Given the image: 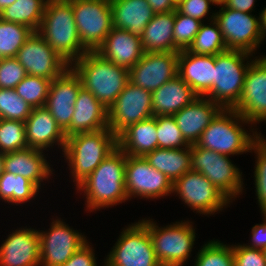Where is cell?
<instances>
[{
  "instance_id": "17",
  "label": "cell",
  "mask_w": 266,
  "mask_h": 266,
  "mask_svg": "<svg viewBox=\"0 0 266 266\" xmlns=\"http://www.w3.org/2000/svg\"><path fill=\"white\" fill-rule=\"evenodd\" d=\"M179 52H145L129 69V82L153 92L178 75Z\"/></svg>"
},
{
  "instance_id": "31",
  "label": "cell",
  "mask_w": 266,
  "mask_h": 266,
  "mask_svg": "<svg viewBox=\"0 0 266 266\" xmlns=\"http://www.w3.org/2000/svg\"><path fill=\"white\" fill-rule=\"evenodd\" d=\"M144 158L152 167L165 174L172 183L192 170L191 145L176 149L156 148Z\"/></svg>"
},
{
  "instance_id": "25",
  "label": "cell",
  "mask_w": 266,
  "mask_h": 266,
  "mask_svg": "<svg viewBox=\"0 0 266 266\" xmlns=\"http://www.w3.org/2000/svg\"><path fill=\"white\" fill-rule=\"evenodd\" d=\"M104 128H108V109L90 91L82 87L74 104L69 136Z\"/></svg>"
},
{
  "instance_id": "29",
  "label": "cell",
  "mask_w": 266,
  "mask_h": 266,
  "mask_svg": "<svg viewBox=\"0 0 266 266\" xmlns=\"http://www.w3.org/2000/svg\"><path fill=\"white\" fill-rule=\"evenodd\" d=\"M118 147L129 156L144 157L158 148L155 116L128 126L117 136Z\"/></svg>"
},
{
  "instance_id": "44",
  "label": "cell",
  "mask_w": 266,
  "mask_h": 266,
  "mask_svg": "<svg viewBox=\"0 0 266 266\" xmlns=\"http://www.w3.org/2000/svg\"><path fill=\"white\" fill-rule=\"evenodd\" d=\"M234 266H266L264 250L232 245Z\"/></svg>"
},
{
  "instance_id": "6",
  "label": "cell",
  "mask_w": 266,
  "mask_h": 266,
  "mask_svg": "<svg viewBox=\"0 0 266 266\" xmlns=\"http://www.w3.org/2000/svg\"><path fill=\"white\" fill-rule=\"evenodd\" d=\"M251 55L237 50H226L215 55L213 85L205 97L222 109H234L243 91L246 72L253 61ZM248 58L251 61H247Z\"/></svg>"
},
{
  "instance_id": "30",
  "label": "cell",
  "mask_w": 266,
  "mask_h": 266,
  "mask_svg": "<svg viewBox=\"0 0 266 266\" xmlns=\"http://www.w3.org/2000/svg\"><path fill=\"white\" fill-rule=\"evenodd\" d=\"M175 11L155 13L140 36L144 52H174Z\"/></svg>"
},
{
  "instance_id": "12",
  "label": "cell",
  "mask_w": 266,
  "mask_h": 266,
  "mask_svg": "<svg viewBox=\"0 0 266 266\" xmlns=\"http://www.w3.org/2000/svg\"><path fill=\"white\" fill-rule=\"evenodd\" d=\"M173 193H177L184 204L200 215L215 214L231 202L203 174L193 170L173 183Z\"/></svg>"
},
{
  "instance_id": "41",
  "label": "cell",
  "mask_w": 266,
  "mask_h": 266,
  "mask_svg": "<svg viewBox=\"0 0 266 266\" xmlns=\"http://www.w3.org/2000/svg\"><path fill=\"white\" fill-rule=\"evenodd\" d=\"M203 22L180 14L175 10V22L173 27L174 52L188 49L193 43Z\"/></svg>"
},
{
  "instance_id": "46",
  "label": "cell",
  "mask_w": 266,
  "mask_h": 266,
  "mask_svg": "<svg viewBox=\"0 0 266 266\" xmlns=\"http://www.w3.org/2000/svg\"><path fill=\"white\" fill-rule=\"evenodd\" d=\"M89 243L81 246L62 266H97L94 250Z\"/></svg>"
},
{
  "instance_id": "50",
  "label": "cell",
  "mask_w": 266,
  "mask_h": 266,
  "mask_svg": "<svg viewBox=\"0 0 266 266\" xmlns=\"http://www.w3.org/2000/svg\"><path fill=\"white\" fill-rule=\"evenodd\" d=\"M259 22L261 35L264 41V39H266V7H264V9L259 13Z\"/></svg>"
},
{
  "instance_id": "22",
  "label": "cell",
  "mask_w": 266,
  "mask_h": 266,
  "mask_svg": "<svg viewBox=\"0 0 266 266\" xmlns=\"http://www.w3.org/2000/svg\"><path fill=\"white\" fill-rule=\"evenodd\" d=\"M96 52L127 69L132 68L145 53L138 35L115 27L111 29Z\"/></svg>"
},
{
  "instance_id": "23",
  "label": "cell",
  "mask_w": 266,
  "mask_h": 266,
  "mask_svg": "<svg viewBox=\"0 0 266 266\" xmlns=\"http://www.w3.org/2000/svg\"><path fill=\"white\" fill-rule=\"evenodd\" d=\"M215 55H196L187 49L178 56V75L200 97H205L213 85Z\"/></svg>"
},
{
  "instance_id": "45",
  "label": "cell",
  "mask_w": 266,
  "mask_h": 266,
  "mask_svg": "<svg viewBox=\"0 0 266 266\" xmlns=\"http://www.w3.org/2000/svg\"><path fill=\"white\" fill-rule=\"evenodd\" d=\"M211 4H214L212 0H185L177 5L176 10L182 15L204 22L203 18L209 14Z\"/></svg>"
},
{
  "instance_id": "20",
  "label": "cell",
  "mask_w": 266,
  "mask_h": 266,
  "mask_svg": "<svg viewBox=\"0 0 266 266\" xmlns=\"http://www.w3.org/2000/svg\"><path fill=\"white\" fill-rule=\"evenodd\" d=\"M0 266H40L39 232L19 228L0 246Z\"/></svg>"
},
{
  "instance_id": "42",
  "label": "cell",
  "mask_w": 266,
  "mask_h": 266,
  "mask_svg": "<svg viewBox=\"0 0 266 266\" xmlns=\"http://www.w3.org/2000/svg\"><path fill=\"white\" fill-rule=\"evenodd\" d=\"M252 151L257 154L254 170L255 192L261 213L264 214L266 213V147L257 138L252 144L250 152Z\"/></svg>"
},
{
  "instance_id": "7",
  "label": "cell",
  "mask_w": 266,
  "mask_h": 266,
  "mask_svg": "<svg viewBox=\"0 0 266 266\" xmlns=\"http://www.w3.org/2000/svg\"><path fill=\"white\" fill-rule=\"evenodd\" d=\"M142 218L148 228L155 255L161 266H182L192 252L196 233L192 222L181 221L159 227L152 219Z\"/></svg>"
},
{
  "instance_id": "3",
  "label": "cell",
  "mask_w": 266,
  "mask_h": 266,
  "mask_svg": "<svg viewBox=\"0 0 266 266\" xmlns=\"http://www.w3.org/2000/svg\"><path fill=\"white\" fill-rule=\"evenodd\" d=\"M70 67L79 76L82 87L107 109L129 82V69L114 64L96 51L86 52Z\"/></svg>"
},
{
  "instance_id": "36",
  "label": "cell",
  "mask_w": 266,
  "mask_h": 266,
  "mask_svg": "<svg viewBox=\"0 0 266 266\" xmlns=\"http://www.w3.org/2000/svg\"><path fill=\"white\" fill-rule=\"evenodd\" d=\"M51 81L27 74L14 89L32 108L43 107L46 103Z\"/></svg>"
},
{
  "instance_id": "48",
  "label": "cell",
  "mask_w": 266,
  "mask_h": 266,
  "mask_svg": "<svg viewBox=\"0 0 266 266\" xmlns=\"http://www.w3.org/2000/svg\"><path fill=\"white\" fill-rule=\"evenodd\" d=\"M255 1L256 0H228L224 6L244 13H251L254 11Z\"/></svg>"
},
{
  "instance_id": "13",
  "label": "cell",
  "mask_w": 266,
  "mask_h": 266,
  "mask_svg": "<svg viewBox=\"0 0 266 266\" xmlns=\"http://www.w3.org/2000/svg\"><path fill=\"white\" fill-rule=\"evenodd\" d=\"M152 116V92L128 82L108 109V128L118 136L128 126Z\"/></svg>"
},
{
  "instance_id": "21",
  "label": "cell",
  "mask_w": 266,
  "mask_h": 266,
  "mask_svg": "<svg viewBox=\"0 0 266 266\" xmlns=\"http://www.w3.org/2000/svg\"><path fill=\"white\" fill-rule=\"evenodd\" d=\"M221 110L222 108L212 100L197 96L173 117L184 139L192 145L200 139L202 132Z\"/></svg>"
},
{
  "instance_id": "2",
  "label": "cell",
  "mask_w": 266,
  "mask_h": 266,
  "mask_svg": "<svg viewBox=\"0 0 266 266\" xmlns=\"http://www.w3.org/2000/svg\"><path fill=\"white\" fill-rule=\"evenodd\" d=\"M50 47L70 66L88 50L82 45L68 0H48L39 29Z\"/></svg>"
},
{
  "instance_id": "43",
  "label": "cell",
  "mask_w": 266,
  "mask_h": 266,
  "mask_svg": "<svg viewBox=\"0 0 266 266\" xmlns=\"http://www.w3.org/2000/svg\"><path fill=\"white\" fill-rule=\"evenodd\" d=\"M26 75L24 67L15 57L0 59V88L14 89Z\"/></svg>"
},
{
  "instance_id": "53",
  "label": "cell",
  "mask_w": 266,
  "mask_h": 266,
  "mask_svg": "<svg viewBox=\"0 0 266 266\" xmlns=\"http://www.w3.org/2000/svg\"><path fill=\"white\" fill-rule=\"evenodd\" d=\"M257 138L266 147V138L264 136L262 137L261 133H257Z\"/></svg>"
},
{
  "instance_id": "5",
  "label": "cell",
  "mask_w": 266,
  "mask_h": 266,
  "mask_svg": "<svg viewBox=\"0 0 266 266\" xmlns=\"http://www.w3.org/2000/svg\"><path fill=\"white\" fill-rule=\"evenodd\" d=\"M243 123L250 124L236 110L222 109L202 132L196 144L227 156L250 152L258 132L253 131L251 126L252 135L247 133L242 128Z\"/></svg>"
},
{
  "instance_id": "26",
  "label": "cell",
  "mask_w": 266,
  "mask_h": 266,
  "mask_svg": "<svg viewBox=\"0 0 266 266\" xmlns=\"http://www.w3.org/2000/svg\"><path fill=\"white\" fill-rule=\"evenodd\" d=\"M3 160L4 171L26 177L39 189H41V182L53 174L42 150L26 148L5 153Z\"/></svg>"
},
{
  "instance_id": "49",
  "label": "cell",
  "mask_w": 266,
  "mask_h": 266,
  "mask_svg": "<svg viewBox=\"0 0 266 266\" xmlns=\"http://www.w3.org/2000/svg\"><path fill=\"white\" fill-rule=\"evenodd\" d=\"M155 13H168L176 10L173 0H146Z\"/></svg>"
},
{
  "instance_id": "40",
  "label": "cell",
  "mask_w": 266,
  "mask_h": 266,
  "mask_svg": "<svg viewBox=\"0 0 266 266\" xmlns=\"http://www.w3.org/2000/svg\"><path fill=\"white\" fill-rule=\"evenodd\" d=\"M158 148L176 149L190 146L173 116H155Z\"/></svg>"
},
{
  "instance_id": "28",
  "label": "cell",
  "mask_w": 266,
  "mask_h": 266,
  "mask_svg": "<svg viewBox=\"0 0 266 266\" xmlns=\"http://www.w3.org/2000/svg\"><path fill=\"white\" fill-rule=\"evenodd\" d=\"M113 27L138 35L153 19L155 12L146 0H110Z\"/></svg>"
},
{
  "instance_id": "9",
  "label": "cell",
  "mask_w": 266,
  "mask_h": 266,
  "mask_svg": "<svg viewBox=\"0 0 266 266\" xmlns=\"http://www.w3.org/2000/svg\"><path fill=\"white\" fill-rule=\"evenodd\" d=\"M114 245L104 266H161L148 228L139 220L124 228Z\"/></svg>"
},
{
  "instance_id": "54",
  "label": "cell",
  "mask_w": 266,
  "mask_h": 266,
  "mask_svg": "<svg viewBox=\"0 0 266 266\" xmlns=\"http://www.w3.org/2000/svg\"><path fill=\"white\" fill-rule=\"evenodd\" d=\"M214 5H219V6H222L224 5L228 0H212Z\"/></svg>"
},
{
  "instance_id": "51",
  "label": "cell",
  "mask_w": 266,
  "mask_h": 266,
  "mask_svg": "<svg viewBox=\"0 0 266 266\" xmlns=\"http://www.w3.org/2000/svg\"><path fill=\"white\" fill-rule=\"evenodd\" d=\"M16 0H0V13L8 6L12 5Z\"/></svg>"
},
{
  "instance_id": "24",
  "label": "cell",
  "mask_w": 266,
  "mask_h": 266,
  "mask_svg": "<svg viewBox=\"0 0 266 266\" xmlns=\"http://www.w3.org/2000/svg\"><path fill=\"white\" fill-rule=\"evenodd\" d=\"M25 133L28 148L44 151L58 144V148L60 145L63 152L66 144L65 134L45 106L33 108L25 121Z\"/></svg>"
},
{
  "instance_id": "34",
  "label": "cell",
  "mask_w": 266,
  "mask_h": 266,
  "mask_svg": "<svg viewBox=\"0 0 266 266\" xmlns=\"http://www.w3.org/2000/svg\"><path fill=\"white\" fill-rule=\"evenodd\" d=\"M215 13H212L210 25L202 23L193 43L187 49L196 55H217L227 50L222 32L214 20Z\"/></svg>"
},
{
  "instance_id": "33",
  "label": "cell",
  "mask_w": 266,
  "mask_h": 266,
  "mask_svg": "<svg viewBox=\"0 0 266 266\" xmlns=\"http://www.w3.org/2000/svg\"><path fill=\"white\" fill-rule=\"evenodd\" d=\"M39 188L29 179L4 171L0 177V199L16 205L36 197Z\"/></svg>"
},
{
  "instance_id": "11",
  "label": "cell",
  "mask_w": 266,
  "mask_h": 266,
  "mask_svg": "<svg viewBox=\"0 0 266 266\" xmlns=\"http://www.w3.org/2000/svg\"><path fill=\"white\" fill-rule=\"evenodd\" d=\"M227 50L254 54L263 41L259 17L251 13L226 8L224 5L215 13ZM254 52V53H253Z\"/></svg>"
},
{
  "instance_id": "16",
  "label": "cell",
  "mask_w": 266,
  "mask_h": 266,
  "mask_svg": "<svg viewBox=\"0 0 266 266\" xmlns=\"http://www.w3.org/2000/svg\"><path fill=\"white\" fill-rule=\"evenodd\" d=\"M15 58L28 75L49 80L61 76L70 67L37 32L26 40Z\"/></svg>"
},
{
  "instance_id": "37",
  "label": "cell",
  "mask_w": 266,
  "mask_h": 266,
  "mask_svg": "<svg viewBox=\"0 0 266 266\" xmlns=\"http://www.w3.org/2000/svg\"><path fill=\"white\" fill-rule=\"evenodd\" d=\"M194 260L195 266H234L232 245L211 240L201 247Z\"/></svg>"
},
{
  "instance_id": "55",
  "label": "cell",
  "mask_w": 266,
  "mask_h": 266,
  "mask_svg": "<svg viewBox=\"0 0 266 266\" xmlns=\"http://www.w3.org/2000/svg\"><path fill=\"white\" fill-rule=\"evenodd\" d=\"M174 4L177 6L179 5L181 2L185 1V0H173Z\"/></svg>"
},
{
  "instance_id": "52",
  "label": "cell",
  "mask_w": 266,
  "mask_h": 266,
  "mask_svg": "<svg viewBox=\"0 0 266 266\" xmlns=\"http://www.w3.org/2000/svg\"><path fill=\"white\" fill-rule=\"evenodd\" d=\"M4 172V160H3V154L0 153V177Z\"/></svg>"
},
{
  "instance_id": "18",
  "label": "cell",
  "mask_w": 266,
  "mask_h": 266,
  "mask_svg": "<svg viewBox=\"0 0 266 266\" xmlns=\"http://www.w3.org/2000/svg\"><path fill=\"white\" fill-rule=\"evenodd\" d=\"M255 58L246 72L243 91L234 108L251 125L266 121V56Z\"/></svg>"
},
{
  "instance_id": "1",
  "label": "cell",
  "mask_w": 266,
  "mask_h": 266,
  "mask_svg": "<svg viewBox=\"0 0 266 266\" xmlns=\"http://www.w3.org/2000/svg\"><path fill=\"white\" fill-rule=\"evenodd\" d=\"M127 155L117 147L77 186L86 196V209L96 211L128 200L125 189ZM86 194V195H85Z\"/></svg>"
},
{
  "instance_id": "39",
  "label": "cell",
  "mask_w": 266,
  "mask_h": 266,
  "mask_svg": "<svg viewBox=\"0 0 266 266\" xmlns=\"http://www.w3.org/2000/svg\"><path fill=\"white\" fill-rule=\"evenodd\" d=\"M32 110L15 89L0 88V119L25 122Z\"/></svg>"
},
{
  "instance_id": "27",
  "label": "cell",
  "mask_w": 266,
  "mask_h": 266,
  "mask_svg": "<svg viewBox=\"0 0 266 266\" xmlns=\"http://www.w3.org/2000/svg\"><path fill=\"white\" fill-rule=\"evenodd\" d=\"M196 97L191 87L179 75H176L152 92L153 115L173 116Z\"/></svg>"
},
{
  "instance_id": "8",
  "label": "cell",
  "mask_w": 266,
  "mask_h": 266,
  "mask_svg": "<svg viewBox=\"0 0 266 266\" xmlns=\"http://www.w3.org/2000/svg\"><path fill=\"white\" fill-rule=\"evenodd\" d=\"M192 170L203 174L231 202L242 194V172L229 156L191 145ZM232 198H234L232 200Z\"/></svg>"
},
{
  "instance_id": "32",
  "label": "cell",
  "mask_w": 266,
  "mask_h": 266,
  "mask_svg": "<svg viewBox=\"0 0 266 266\" xmlns=\"http://www.w3.org/2000/svg\"><path fill=\"white\" fill-rule=\"evenodd\" d=\"M48 0H16L0 13V19L28 26L34 32L40 27Z\"/></svg>"
},
{
  "instance_id": "19",
  "label": "cell",
  "mask_w": 266,
  "mask_h": 266,
  "mask_svg": "<svg viewBox=\"0 0 266 266\" xmlns=\"http://www.w3.org/2000/svg\"><path fill=\"white\" fill-rule=\"evenodd\" d=\"M82 88L79 76L69 67L61 76L51 81L45 107L56 120L57 126L69 137V126L74 114V104Z\"/></svg>"
},
{
  "instance_id": "4",
  "label": "cell",
  "mask_w": 266,
  "mask_h": 266,
  "mask_svg": "<svg viewBox=\"0 0 266 266\" xmlns=\"http://www.w3.org/2000/svg\"><path fill=\"white\" fill-rule=\"evenodd\" d=\"M117 147V136L109 128L67 137L62 155L69 161L76 187Z\"/></svg>"
},
{
  "instance_id": "10",
  "label": "cell",
  "mask_w": 266,
  "mask_h": 266,
  "mask_svg": "<svg viewBox=\"0 0 266 266\" xmlns=\"http://www.w3.org/2000/svg\"><path fill=\"white\" fill-rule=\"evenodd\" d=\"M68 1L82 45L88 51H96L113 28L110 0Z\"/></svg>"
},
{
  "instance_id": "47",
  "label": "cell",
  "mask_w": 266,
  "mask_h": 266,
  "mask_svg": "<svg viewBox=\"0 0 266 266\" xmlns=\"http://www.w3.org/2000/svg\"><path fill=\"white\" fill-rule=\"evenodd\" d=\"M264 220L262 224H256L252 227L251 243L244 244L248 248L264 250L266 248V213L262 214Z\"/></svg>"
},
{
  "instance_id": "14",
  "label": "cell",
  "mask_w": 266,
  "mask_h": 266,
  "mask_svg": "<svg viewBox=\"0 0 266 266\" xmlns=\"http://www.w3.org/2000/svg\"><path fill=\"white\" fill-rule=\"evenodd\" d=\"M125 189L132 197L158 199L173 193V183L162 172L152 167L144 157L127 155Z\"/></svg>"
},
{
  "instance_id": "35",
  "label": "cell",
  "mask_w": 266,
  "mask_h": 266,
  "mask_svg": "<svg viewBox=\"0 0 266 266\" xmlns=\"http://www.w3.org/2000/svg\"><path fill=\"white\" fill-rule=\"evenodd\" d=\"M33 32L26 25L0 19V59L16 57Z\"/></svg>"
},
{
  "instance_id": "15",
  "label": "cell",
  "mask_w": 266,
  "mask_h": 266,
  "mask_svg": "<svg viewBox=\"0 0 266 266\" xmlns=\"http://www.w3.org/2000/svg\"><path fill=\"white\" fill-rule=\"evenodd\" d=\"M49 231H38L40 266H62L88 240L61 219L52 221Z\"/></svg>"
},
{
  "instance_id": "38",
  "label": "cell",
  "mask_w": 266,
  "mask_h": 266,
  "mask_svg": "<svg viewBox=\"0 0 266 266\" xmlns=\"http://www.w3.org/2000/svg\"><path fill=\"white\" fill-rule=\"evenodd\" d=\"M28 148L25 122L0 119V153L5 154Z\"/></svg>"
}]
</instances>
